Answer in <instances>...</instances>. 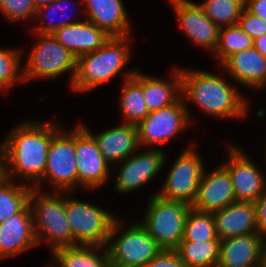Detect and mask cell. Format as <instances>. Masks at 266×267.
Returning <instances> with one entry per match:
<instances>
[{
	"instance_id": "52a82bcc",
	"label": "cell",
	"mask_w": 266,
	"mask_h": 267,
	"mask_svg": "<svg viewBox=\"0 0 266 267\" xmlns=\"http://www.w3.org/2000/svg\"><path fill=\"white\" fill-rule=\"evenodd\" d=\"M38 37L27 55V62L24 64V82L33 78L56 79L66 71L70 72V86L76 73L77 58L52 34H37Z\"/></svg>"
},
{
	"instance_id": "f35d334b",
	"label": "cell",
	"mask_w": 266,
	"mask_h": 267,
	"mask_svg": "<svg viewBox=\"0 0 266 267\" xmlns=\"http://www.w3.org/2000/svg\"><path fill=\"white\" fill-rule=\"evenodd\" d=\"M253 47L266 58V34L253 40Z\"/></svg>"
},
{
	"instance_id": "9a60e30c",
	"label": "cell",
	"mask_w": 266,
	"mask_h": 267,
	"mask_svg": "<svg viewBox=\"0 0 266 267\" xmlns=\"http://www.w3.org/2000/svg\"><path fill=\"white\" fill-rule=\"evenodd\" d=\"M170 3L187 38L213 53L220 28L206 16L202 7L190 0H170Z\"/></svg>"
},
{
	"instance_id": "4316f807",
	"label": "cell",
	"mask_w": 266,
	"mask_h": 267,
	"mask_svg": "<svg viewBox=\"0 0 266 267\" xmlns=\"http://www.w3.org/2000/svg\"><path fill=\"white\" fill-rule=\"evenodd\" d=\"M174 250L187 267H215L220 257V240L181 241Z\"/></svg>"
},
{
	"instance_id": "60d3db41",
	"label": "cell",
	"mask_w": 266,
	"mask_h": 267,
	"mask_svg": "<svg viewBox=\"0 0 266 267\" xmlns=\"http://www.w3.org/2000/svg\"><path fill=\"white\" fill-rule=\"evenodd\" d=\"M35 8L53 3L56 0H31Z\"/></svg>"
},
{
	"instance_id": "d4e9b609",
	"label": "cell",
	"mask_w": 266,
	"mask_h": 267,
	"mask_svg": "<svg viewBox=\"0 0 266 267\" xmlns=\"http://www.w3.org/2000/svg\"><path fill=\"white\" fill-rule=\"evenodd\" d=\"M133 68L124 75L119 105L123 123L138 125L150 112L144 101L142 89V72Z\"/></svg>"
},
{
	"instance_id": "e575fe53",
	"label": "cell",
	"mask_w": 266,
	"mask_h": 267,
	"mask_svg": "<svg viewBox=\"0 0 266 267\" xmlns=\"http://www.w3.org/2000/svg\"><path fill=\"white\" fill-rule=\"evenodd\" d=\"M238 25L253 40L266 34V21L249 12L246 8L242 11Z\"/></svg>"
},
{
	"instance_id": "ffe728a7",
	"label": "cell",
	"mask_w": 266,
	"mask_h": 267,
	"mask_svg": "<svg viewBox=\"0 0 266 267\" xmlns=\"http://www.w3.org/2000/svg\"><path fill=\"white\" fill-rule=\"evenodd\" d=\"M52 36L76 58L98 50L112 38L87 19L59 28Z\"/></svg>"
},
{
	"instance_id": "e0dca14e",
	"label": "cell",
	"mask_w": 266,
	"mask_h": 267,
	"mask_svg": "<svg viewBox=\"0 0 266 267\" xmlns=\"http://www.w3.org/2000/svg\"><path fill=\"white\" fill-rule=\"evenodd\" d=\"M37 245L29 203L0 223V259L19 255Z\"/></svg>"
},
{
	"instance_id": "8d00e7d4",
	"label": "cell",
	"mask_w": 266,
	"mask_h": 267,
	"mask_svg": "<svg viewBox=\"0 0 266 267\" xmlns=\"http://www.w3.org/2000/svg\"><path fill=\"white\" fill-rule=\"evenodd\" d=\"M254 205L258 233L266 241V192L254 202Z\"/></svg>"
},
{
	"instance_id": "b9f144b4",
	"label": "cell",
	"mask_w": 266,
	"mask_h": 267,
	"mask_svg": "<svg viewBox=\"0 0 266 267\" xmlns=\"http://www.w3.org/2000/svg\"><path fill=\"white\" fill-rule=\"evenodd\" d=\"M262 267H266V242H265V245L263 247Z\"/></svg>"
},
{
	"instance_id": "4dcf8cb0",
	"label": "cell",
	"mask_w": 266,
	"mask_h": 267,
	"mask_svg": "<svg viewBox=\"0 0 266 267\" xmlns=\"http://www.w3.org/2000/svg\"><path fill=\"white\" fill-rule=\"evenodd\" d=\"M199 5L206 16L222 28L238 24L245 0H205Z\"/></svg>"
},
{
	"instance_id": "f546056e",
	"label": "cell",
	"mask_w": 266,
	"mask_h": 267,
	"mask_svg": "<svg viewBox=\"0 0 266 267\" xmlns=\"http://www.w3.org/2000/svg\"><path fill=\"white\" fill-rule=\"evenodd\" d=\"M211 240H220L213 214L191 208L185 221L184 236L181 241L204 242Z\"/></svg>"
},
{
	"instance_id": "ba28073f",
	"label": "cell",
	"mask_w": 266,
	"mask_h": 267,
	"mask_svg": "<svg viewBox=\"0 0 266 267\" xmlns=\"http://www.w3.org/2000/svg\"><path fill=\"white\" fill-rule=\"evenodd\" d=\"M67 197L66 192V216L73 236V246H106L117 217L94 204Z\"/></svg>"
},
{
	"instance_id": "7c38bea8",
	"label": "cell",
	"mask_w": 266,
	"mask_h": 267,
	"mask_svg": "<svg viewBox=\"0 0 266 267\" xmlns=\"http://www.w3.org/2000/svg\"><path fill=\"white\" fill-rule=\"evenodd\" d=\"M75 158L78 168V185L96 189L109 178V163L101 154L94 137L78 124L75 128Z\"/></svg>"
},
{
	"instance_id": "d6986e66",
	"label": "cell",
	"mask_w": 266,
	"mask_h": 267,
	"mask_svg": "<svg viewBox=\"0 0 266 267\" xmlns=\"http://www.w3.org/2000/svg\"><path fill=\"white\" fill-rule=\"evenodd\" d=\"M95 139L98 148L109 164H117L137 152V125L123 123L94 135L84 124L82 125Z\"/></svg>"
},
{
	"instance_id": "277c9868",
	"label": "cell",
	"mask_w": 266,
	"mask_h": 267,
	"mask_svg": "<svg viewBox=\"0 0 266 267\" xmlns=\"http://www.w3.org/2000/svg\"><path fill=\"white\" fill-rule=\"evenodd\" d=\"M129 40V36L112 37L98 50L77 58L72 90L86 93L117 76L131 57Z\"/></svg>"
},
{
	"instance_id": "ee69618b",
	"label": "cell",
	"mask_w": 266,
	"mask_h": 267,
	"mask_svg": "<svg viewBox=\"0 0 266 267\" xmlns=\"http://www.w3.org/2000/svg\"><path fill=\"white\" fill-rule=\"evenodd\" d=\"M265 86H266V81H265V83L262 85V87H261V88H263V87L265 88Z\"/></svg>"
},
{
	"instance_id": "74e56055",
	"label": "cell",
	"mask_w": 266,
	"mask_h": 267,
	"mask_svg": "<svg viewBox=\"0 0 266 267\" xmlns=\"http://www.w3.org/2000/svg\"><path fill=\"white\" fill-rule=\"evenodd\" d=\"M245 8L266 21V0H245Z\"/></svg>"
},
{
	"instance_id": "7a4b0ae2",
	"label": "cell",
	"mask_w": 266,
	"mask_h": 267,
	"mask_svg": "<svg viewBox=\"0 0 266 267\" xmlns=\"http://www.w3.org/2000/svg\"><path fill=\"white\" fill-rule=\"evenodd\" d=\"M182 97L220 118H244L248 111L247 99L227 79L202 70L181 68ZM220 76V77H219Z\"/></svg>"
},
{
	"instance_id": "5bb4252c",
	"label": "cell",
	"mask_w": 266,
	"mask_h": 267,
	"mask_svg": "<svg viewBox=\"0 0 266 267\" xmlns=\"http://www.w3.org/2000/svg\"><path fill=\"white\" fill-rule=\"evenodd\" d=\"M228 161L222 164L229 172L236 201L255 202L266 192L261 169L239 147L228 145Z\"/></svg>"
},
{
	"instance_id": "8992f818",
	"label": "cell",
	"mask_w": 266,
	"mask_h": 267,
	"mask_svg": "<svg viewBox=\"0 0 266 267\" xmlns=\"http://www.w3.org/2000/svg\"><path fill=\"white\" fill-rule=\"evenodd\" d=\"M191 208L186 202L166 200L154 193L139 223L162 249L174 250L183 239Z\"/></svg>"
},
{
	"instance_id": "5b68a950",
	"label": "cell",
	"mask_w": 266,
	"mask_h": 267,
	"mask_svg": "<svg viewBox=\"0 0 266 267\" xmlns=\"http://www.w3.org/2000/svg\"><path fill=\"white\" fill-rule=\"evenodd\" d=\"M124 223L117 218L110 230L106 243L110 266L145 267L162 248L138 222L127 226L128 228L119 234Z\"/></svg>"
},
{
	"instance_id": "ab89813d",
	"label": "cell",
	"mask_w": 266,
	"mask_h": 267,
	"mask_svg": "<svg viewBox=\"0 0 266 267\" xmlns=\"http://www.w3.org/2000/svg\"><path fill=\"white\" fill-rule=\"evenodd\" d=\"M5 178L4 149L0 144V182Z\"/></svg>"
},
{
	"instance_id": "836d02e7",
	"label": "cell",
	"mask_w": 266,
	"mask_h": 267,
	"mask_svg": "<svg viewBox=\"0 0 266 267\" xmlns=\"http://www.w3.org/2000/svg\"><path fill=\"white\" fill-rule=\"evenodd\" d=\"M0 11L11 22L35 19L36 15V8L31 0H0Z\"/></svg>"
},
{
	"instance_id": "d6a6232c",
	"label": "cell",
	"mask_w": 266,
	"mask_h": 267,
	"mask_svg": "<svg viewBox=\"0 0 266 267\" xmlns=\"http://www.w3.org/2000/svg\"><path fill=\"white\" fill-rule=\"evenodd\" d=\"M70 1H73V0H56L54 1L53 3L51 4H48V5H44V6H41L39 8L36 9V15H35V19L36 18H42L45 14L48 15L46 16V20L49 21L45 24V21L44 23L42 22V25H39L38 27L36 26L34 30L35 33L37 34H53L56 30H58L59 28H62V27H65L67 25H73L74 23H77V22H80V21H71L72 19L68 17V14L67 12H63L62 14L66 16V20H61V21H57L55 22L53 19H54V15L51 17L50 14L52 15V13H50L49 11H52L54 14L55 13H59L60 10H66V7L65 6H62V5H69L68 3H70ZM42 16V17H41ZM68 18V19H67ZM70 19V21H69Z\"/></svg>"
},
{
	"instance_id": "6da1fadb",
	"label": "cell",
	"mask_w": 266,
	"mask_h": 267,
	"mask_svg": "<svg viewBox=\"0 0 266 267\" xmlns=\"http://www.w3.org/2000/svg\"><path fill=\"white\" fill-rule=\"evenodd\" d=\"M60 126L58 123L29 120L17 124L2 143L5 178L12 180L13 176H19L26 185L34 188L42 180L48 149Z\"/></svg>"
},
{
	"instance_id": "44dd1931",
	"label": "cell",
	"mask_w": 266,
	"mask_h": 267,
	"mask_svg": "<svg viewBox=\"0 0 266 267\" xmlns=\"http://www.w3.org/2000/svg\"><path fill=\"white\" fill-rule=\"evenodd\" d=\"M86 18L112 37L130 36V22L122 0H81Z\"/></svg>"
},
{
	"instance_id": "484cf974",
	"label": "cell",
	"mask_w": 266,
	"mask_h": 267,
	"mask_svg": "<svg viewBox=\"0 0 266 267\" xmlns=\"http://www.w3.org/2000/svg\"><path fill=\"white\" fill-rule=\"evenodd\" d=\"M52 256L60 267H110L106 246L62 247L54 250Z\"/></svg>"
},
{
	"instance_id": "1f68e13d",
	"label": "cell",
	"mask_w": 266,
	"mask_h": 267,
	"mask_svg": "<svg viewBox=\"0 0 266 267\" xmlns=\"http://www.w3.org/2000/svg\"><path fill=\"white\" fill-rule=\"evenodd\" d=\"M23 51L20 49L0 48V91L8 92L15 81H24L23 69L21 70ZM21 71V72H19Z\"/></svg>"
},
{
	"instance_id": "30bf717a",
	"label": "cell",
	"mask_w": 266,
	"mask_h": 267,
	"mask_svg": "<svg viewBox=\"0 0 266 267\" xmlns=\"http://www.w3.org/2000/svg\"><path fill=\"white\" fill-rule=\"evenodd\" d=\"M195 145L192 143L178 155L162 189L155 194L166 200L183 201L192 206L197 197L200 180L204 171H207L200 154L195 150Z\"/></svg>"
},
{
	"instance_id": "3957f363",
	"label": "cell",
	"mask_w": 266,
	"mask_h": 267,
	"mask_svg": "<svg viewBox=\"0 0 266 267\" xmlns=\"http://www.w3.org/2000/svg\"><path fill=\"white\" fill-rule=\"evenodd\" d=\"M47 193L32 188L28 203L36 242L45 241L52 253L58 248L73 246V236L66 216V192Z\"/></svg>"
},
{
	"instance_id": "83f0119b",
	"label": "cell",
	"mask_w": 266,
	"mask_h": 267,
	"mask_svg": "<svg viewBox=\"0 0 266 267\" xmlns=\"http://www.w3.org/2000/svg\"><path fill=\"white\" fill-rule=\"evenodd\" d=\"M4 178L0 182V223L19 213L29 202L32 187Z\"/></svg>"
},
{
	"instance_id": "cb8c5ba5",
	"label": "cell",
	"mask_w": 266,
	"mask_h": 267,
	"mask_svg": "<svg viewBox=\"0 0 266 267\" xmlns=\"http://www.w3.org/2000/svg\"><path fill=\"white\" fill-rule=\"evenodd\" d=\"M172 71L169 82L142 73L143 96L149 112L171 106L182 97L181 68Z\"/></svg>"
},
{
	"instance_id": "603a6c76",
	"label": "cell",
	"mask_w": 266,
	"mask_h": 267,
	"mask_svg": "<svg viewBox=\"0 0 266 267\" xmlns=\"http://www.w3.org/2000/svg\"><path fill=\"white\" fill-rule=\"evenodd\" d=\"M221 66L244 87L260 89L266 81V58L254 47L232 54Z\"/></svg>"
},
{
	"instance_id": "8fae6325",
	"label": "cell",
	"mask_w": 266,
	"mask_h": 267,
	"mask_svg": "<svg viewBox=\"0 0 266 267\" xmlns=\"http://www.w3.org/2000/svg\"><path fill=\"white\" fill-rule=\"evenodd\" d=\"M187 105L181 97L171 106L150 112L137 125L140 148L144 145L153 146L154 149L157 144L169 141L192 124Z\"/></svg>"
},
{
	"instance_id": "ac0fdd59",
	"label": "cell",
	"mask_w": 266,
	"mask_h": 267,
	"mask_svg": "<svg viewBox=\"0 0 266 267\" xmlns=\"http://www.w3.org/2000/svg\"><path fill=\"white\" fill-rule=\"evenodd\" d=\"M265 240L252 233L220 240V267H262Z\"/></svg>"
},
{
	"instance_id": "4fadbf2b",
	"label": "cell",
	"mask_w": 266,
	"mask_h": 267,
	"mask_svg": "<svg viewBox=\"0 0 266 267\" xmlns=\"http://www.w3.org/2000/svg\"><path fill=\"white\" fill-rule=\"evenodd\" d=\"M166 157L167 154L163 149L149 147L115 164L119 165L114 186L116 191L120 194L128 193L143 187L163 169Z\"/></svg>"
},
{
	"instance_id": "7402d4cb",
	"label": "cell",
	"mask_w": 266,
	"mask_h": 267,
	"mask_svg": "<svg viewBox=\"0 0 266 267\" xmlns=\"http://www.w3.org/2000/svg\"><path fill=\"white\" fill-rule=\"evenodd\" d=\"M212 214L220 240L258 232L253 202L235 201Z\"/></svg>"
},
{
	"instance_id": "d590c367",
	"label": "cell",
	"mask_w": 266,
	"mask_h": 267,
	"mask_svg": "<svg viewBox=\"0 0 266 267\" xmlns=\"http://www.w3.org/2000/svg\"><path fill=\"white\" fill-rule=\"evenodd\" d=\"M145 267H187L175 250L162 249Z\"/></svg>"
},
{
	"instance_id": "9c48e42d",
	"label": "cell",
	"mask_w": 266,
	"mask_h": 267,
	"mask_svg": "<svg viewBox=\"0 0 266 267\" xmlns=\"http://www.w3.org/2000/svg\"><path fill=\"white\" fill-rule=\"evenodd\" d=\"M50 181L54 192L73 193L78 185V168L75 158V129H59L52 137L42 180L34 187L41 190L43 181Z\"/></svg>"
},
{
	"instance_id": "2e32d148",
	"label": "cell",
	"mask_w": 266,
	"mask_h": 267,
	"mask_svg": "<svg viewBox=\"0 0 266 267\" xmlns=\"http://www.w3.org/2000/svg\"><path fill=\"white\" fill-rule=\"evenodd\" d=\"M236 201L228 170L220 164L209 173L204 171L192 208L202 212L224 209Z\"/></svg>"
},
{
	"instance_id": "7bdbcfd3",
	"label": "cell",
	"mask_w": 266,
	"mask_h": 267,
	"mask_svg": "<svg viewBox=\"0 0 266 267\" xmlns=\"http://www.w3.org/2000/svg\"><path fill=\"white\" fill-rule=\"evenodd\" d=\"M46 267H60V266H59L57 263L54 265L53 262H52V265L49 264V265L46 266Z\"/></svg>"
},
{
	"instance_id": "f1b7e54d",
	"label": "cell",
	"mask_w": 266,
	"mask_h": 267,
	"mask_svg": "<svg viewBox=\"0 0 266 267\" xmlns=\"http://www.w3.org/2000/svg\"><path fill=\"white\" fill-rule=\"evenodd\" d=\"M253 39L238 24L220 28L213 55L222 64L232 54L253 47Z\"/></svg>"
}]
</instances>
